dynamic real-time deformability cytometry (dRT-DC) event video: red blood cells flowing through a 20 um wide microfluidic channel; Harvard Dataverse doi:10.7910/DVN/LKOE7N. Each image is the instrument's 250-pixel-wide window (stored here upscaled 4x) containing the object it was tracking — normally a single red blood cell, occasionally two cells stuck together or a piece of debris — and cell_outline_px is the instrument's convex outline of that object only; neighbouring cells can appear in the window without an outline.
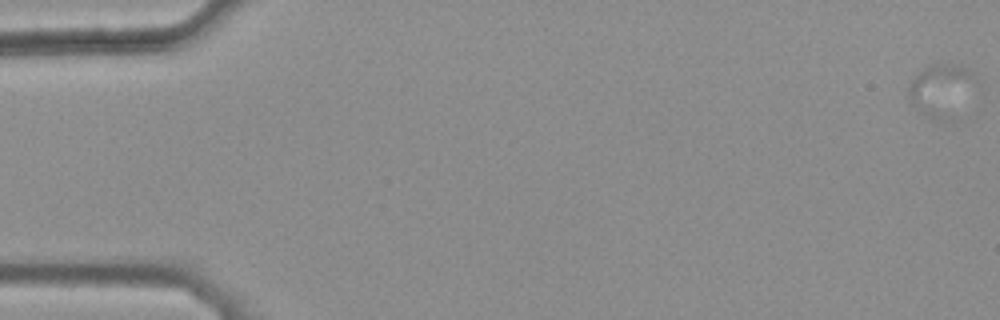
{"species": "common noctule bat (a hibernating species)", "species_latin": "Nyctalus noctula", "temperature_condition": "warm", "stored_images_in_passage": 16, "segment_of_instrument_passage": [1, 2], "camera_frame_rate_fps": 3000, "um_per_image_px": 0.085, "animal": {"sex": "female", "body_mass_g": 25.1}, "frame": {"image": 1, "passage_image": 1, "time_ms": 0.0, "image_size_px": [1000, 320], "cell_outline_px": [[968, 76], [960, 120], [932, 120], [912, 104], [908, 100], [908, 88], [912, 80], [928, 64], [960, 64], [968, 72]], "centroid_in_image_um": [79.87, 7.75], "position_along_channel_um": 5.1, "area_um2": 19.59}}